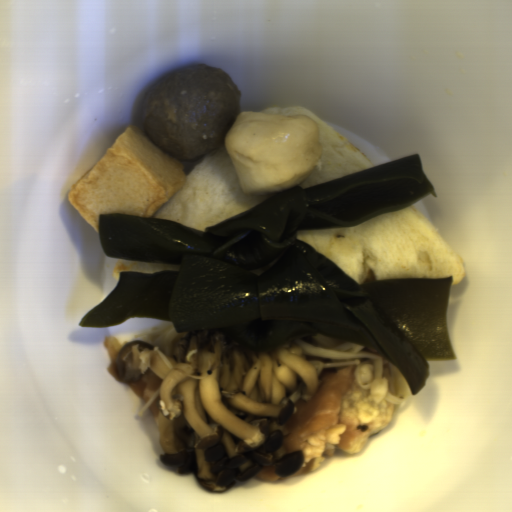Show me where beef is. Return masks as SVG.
Wrapping results in <instances>:
<instances>
[{"label":"beef","mask_w":512,"mask_h":512,"mask_svg":"<svg viewBox=\"0 0 512 512\" xmlns=\"http://www.w3.org/2000/svg\"><path fill=\"white\" fill-rule=\"evenodd\" d=\"M356 365L327 367L317 375L316 390L308 400L297 403L294 415L284 426L285 436L278 449L282 457L300 452L302 462L294 475L279 477L274 466H267L253 478L280 481L316 470L324 456L336 449L350 454L360 452L370 437L387 428L393 418L394 404L374 402L370 390L363 388L355 376Z\"/></svg>","instance_id":"beef-1"},{"label":"beef","mask_w":512,"mask_h":512,"mask_svg":"<svg viewBox=\"0 0 512 512\" xmlns=\"http://www.w3.org/2000/svg\"><path fill=\"white\" fill-rule=\"evenodd\" d=\"M102 343L111 362V364L107 367V371L112 379L114 381L126 383L130 391H132L143 401L149 402L161 385L163 379L160 378L152 368H148L142 377L137 381L126 382L120 379L117 372V359L118 355L122 352L126 345L124 343H120L119 339L112 336L111 334L104 337Z\"/></svg>","instance_id":"beef-2"},{"label":"beef","mask_w":512,"mask_h":512,"mask_svg":"<svg viewBox=\"0 0 512 512\" xmlns=\"http://www.w3.org/2000/svg\"><path fill=\"white\" fill-rule=\"evenodd\" d=\"M159 400H160V395L153 401V403L148 408L158 426H159V417H160V410L158 408Z\"/></svg>","instance_id":"beef-3"}]
</instances>
